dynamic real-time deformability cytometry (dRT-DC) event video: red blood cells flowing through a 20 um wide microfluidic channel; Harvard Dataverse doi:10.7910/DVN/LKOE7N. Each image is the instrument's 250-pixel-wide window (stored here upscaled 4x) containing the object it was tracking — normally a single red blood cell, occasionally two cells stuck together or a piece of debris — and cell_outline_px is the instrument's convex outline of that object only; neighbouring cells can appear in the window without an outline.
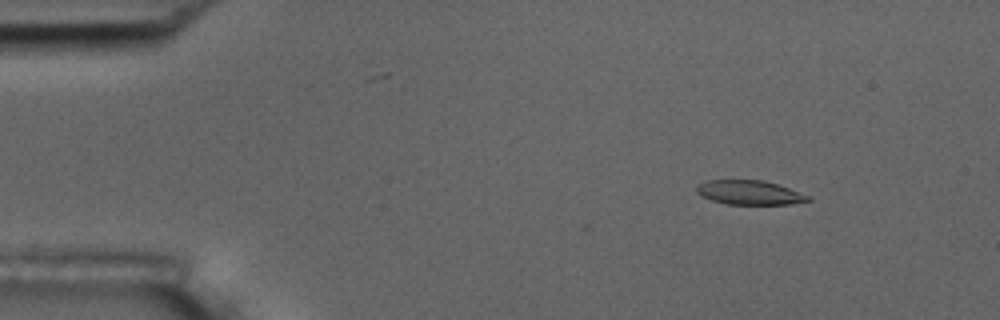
{"species": "common noctule bat (a hibernating species)", "species_latin": "Nyctalus noctula", "temperature_condition": "room temperature", "stored_images_in_passage": 8, "camera_frame_rate_fps": 3000, "um_per_image_px": 0.085, "animal": {"sex": "male", "body_mass_g": 17.5, "forearm_length_mm": 52.3}, "frame": {"image": 1, "passage_image": 2, "time_ms": 1.0, "image_size_px": [1000, 320], "cell_outline_px": [[812, 200], [792, 204], [728, 204], [712, 200], [700, 196], [696, 192], [696, 184], [708, 180], [764, 180], [812, 196]], "centroid_in_image_um": [63.7, 16.36], "position_along_channel_um": 21.3, "area_um2": 15.84}}
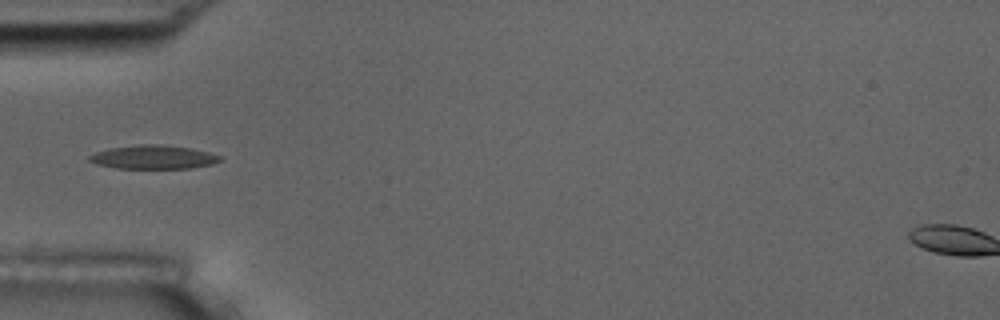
{"frame": {"image": 2, "passage_image": 5, "time_ms": 4.667, "image_size_px": [1000, 320], "cell_outline_px": [[220, 160], [212, 164], [188, 168], [116, 168], [96, 164], [88, 160], [88, 156], [96, 152], [108, 148], [140, 144], [160, 144], [188, 148], [208, 152], [220, 156]], "centroid_in_image_um": [12.97, 13.35], "position_along_channel_um": 72.0, "area_um2": 17.86}}
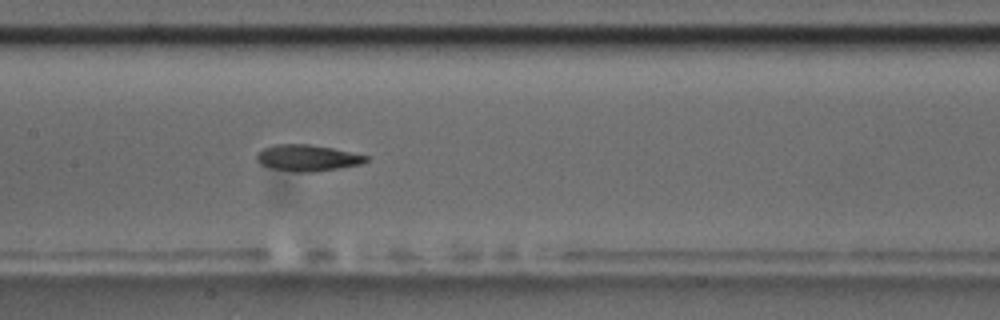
{"frame": {"image": 3, "passage_image": 8, "time_ms": 7.667, "image_size_px": [1000, 320], "cell_outline_px": [[368, 160], [360, 164], [340, 168], [312, 172], [296, 172], [272, 168], [260, 164], [256, 160], [256, 152], [272, 144], [308, 144], [332, 148], [368, 156]], "centroid_in_image_um": [26.08, 13.42], "position_along_channel_um": 181.3, "area_um2": 16.76}}